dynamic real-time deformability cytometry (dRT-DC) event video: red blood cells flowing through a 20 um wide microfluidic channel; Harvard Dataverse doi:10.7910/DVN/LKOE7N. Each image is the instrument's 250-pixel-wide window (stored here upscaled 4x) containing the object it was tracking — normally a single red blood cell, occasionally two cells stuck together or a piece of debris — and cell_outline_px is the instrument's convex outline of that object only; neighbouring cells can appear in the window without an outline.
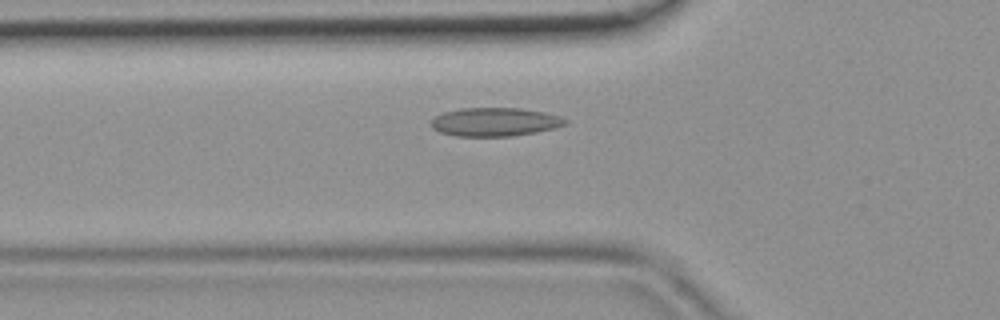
{"species": "common noctule bat (a hibernating species)", "species_latin": "Nyctalus noctula", "temperature_condition": "room temperature", "stored_images_in_passage": 34, "camera_frame_rate_fps": 3000, "um_per_image_px": 0.085, "animal": {"sex": "female", "body_mass_g": 19.9}, "frame": {"image": 1, "passage_image": 5, "time_ms": 1.333, "image_size_px": [1000, 320], "cell_outline_px": [[568, 124], [556, 128], [536, 132], [512, 136], [456, 136], [440, 132], [432, 128], [432, 120], [436, 116], [444, 112], [460, 108], [520, 108], [544, 112], [560, 116], [568, 120]], "centroid_in_image_um": [42.1, 10.36], "position_along_channel_um": 83.7, "area_um2": 22.37}}
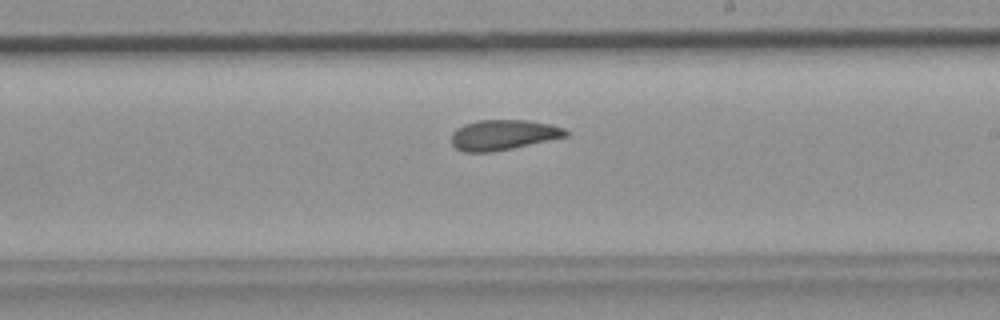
{"frame": {"image": 2, "passage_image": 16, "time_ms": 5.0, "image_size_px": [1000, 320], "cell_outline_px": [[568, 136], [512, 148], [492, 152], [464, 152], [456, 148], [452, 144], [452, 132], [456, 128], [464, 124], [476, 120], [528, 120], [548, 124], [564, 128], [568, 132]], "centroid_in_image_um": [42.74, 11.46], "position_along_channel_um": 246.3, "area_um2": 20.11}}
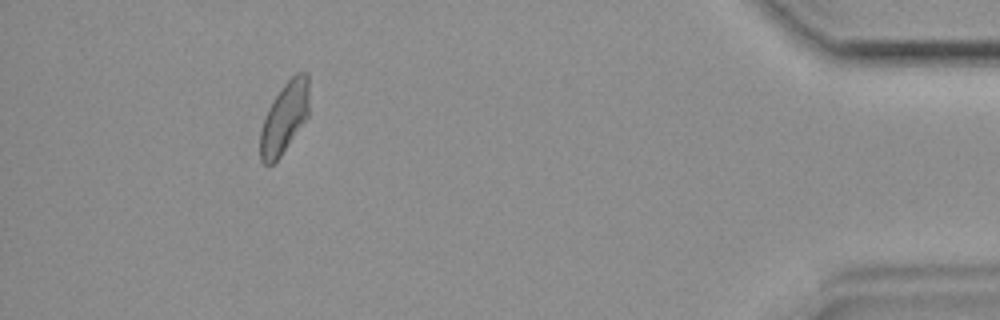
{"frame": {"image": 3, "passage_image": 31, "time_ms": 10.0, "image_size_px": [1000, 320], "cell_outline_px": [[308, 116], [280, 156], [272, 164], [264, 164], [260, 160], [260, 132], [264, 116], [268, 108], [280, 88], [296, 72], [308, 72]], "centroid_in_image_um": [24.16, 9.99], "position_along_channel_um": 411.0, "area_um2": 20.11}}